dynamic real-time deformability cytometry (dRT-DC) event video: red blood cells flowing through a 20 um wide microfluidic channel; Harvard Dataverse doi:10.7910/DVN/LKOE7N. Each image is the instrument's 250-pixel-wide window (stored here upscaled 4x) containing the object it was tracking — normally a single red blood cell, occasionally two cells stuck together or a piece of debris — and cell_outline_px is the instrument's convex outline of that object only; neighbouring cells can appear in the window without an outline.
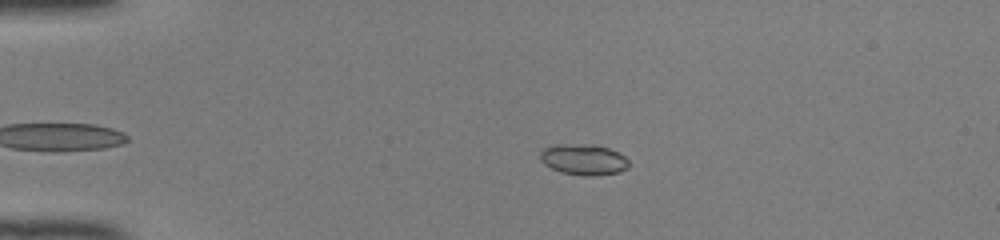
{"species": "common noctule bat (a hibernating species)", "species_latin": "Nyctalus noctula", "temperature_condition": "room temperature", "stored_images_in_passage": 37, "camera_frame_rate_fps": 3000, "um_per_image_px": 0.085, "animal": {"sex": "female", "body_mass_g": 22.0, "forearm_length_mm": 56.7}, "frame": {"image": 1, "passage_image": 4, "time_ms": 1.0, "image_size_px": [1000, 240], "cell_outline_px": [[628, 168], [620, 172], [596, 176], [584, 176], [560, 172], [544, 164], [540, 160], [540, 152], [544, 148], [556, 144], [592, 144], [608, 148], [620, 152], [628, 160]], "centroid_in_image_um": [49.61, 13.56], "position_along_channel_um": 35.4, "area_um2": 16.18}}
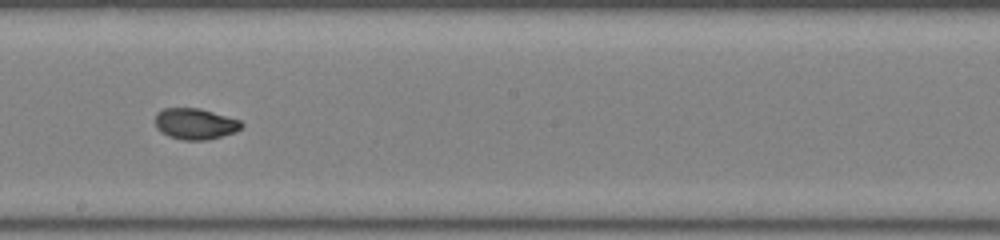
{"frame": {"image": 2, "passage_image": 22, "time_ms": 7.0, "image_size_px": [1000, 240], "cell_outline_px": [[244, 124], [236, 132], [208, 140], [184, 140], [168, 136], [160, 132], [156, 128], [156, 112], [164, 108], [200, 108], [240, 120]], "centroid_in_image_um": [16.58, 10.53], "position_along_channel_um": 231.6, "area_um2": 15.72}}
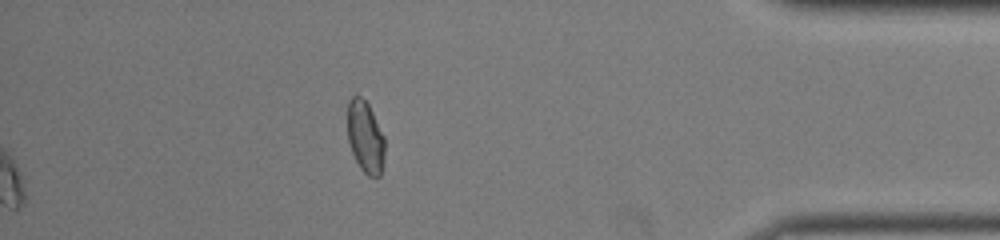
{"frame": {"image": 3, "passage_image": 37, "time_ms": 12.0, "image_size_px": [1000, 240], "cell_outline_px": [[384, 156], [380, 176], [368, 176], [360, 168], [352, 152], [348, 140], [348, 100], [352, 96], [360, 96], [368, 104], [384, 136]], "centroid_in_image_um": [31.05, 11.64], "position_along_channel_um": 404.2, "area_um2": 15.43}, "authors_computed_cell_mechanics": {"area_um2": 15.7794, "velocity_mm_per_s": 4.1317, "shape_relaxation_time_tau1_ms": 5.3542, "shape_relaxation_time_tau2_ms": 0.9934, "deformation_change_tau1": 0.1427, "deformation_change_tau2": 0.0451}}